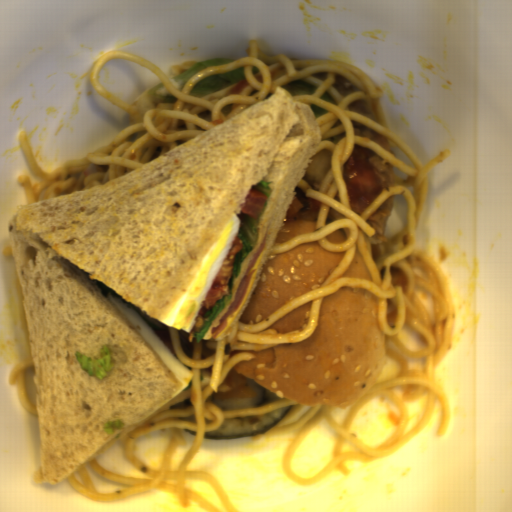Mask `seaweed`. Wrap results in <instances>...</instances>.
I'll return each instance as SVG.
<instances>
[{
	"mask_svg": "<svg viewBox=\"0 0 512 512\" xmlns=\"http://www.w3.org/2000/svg\"><path fill=\"white\" fill-rule=\"evenodd\" d=\"M291 410H292V405L289 404L288 410L281 417H279L272 425L265 427L259 431H256L252 434H230V435H223V436H212V435L205 434L203 439H209L212 441H227V440H234V439L247 438V437H252V436H256V435L266 434L271 429H273L278 424H280L290 414Z\"/></svg>",
	"mask_w": 512,
	"mask_h": 512,
	"instance_id": "1faa68ee",
	"label": "seaweed"
}]
</instances>
